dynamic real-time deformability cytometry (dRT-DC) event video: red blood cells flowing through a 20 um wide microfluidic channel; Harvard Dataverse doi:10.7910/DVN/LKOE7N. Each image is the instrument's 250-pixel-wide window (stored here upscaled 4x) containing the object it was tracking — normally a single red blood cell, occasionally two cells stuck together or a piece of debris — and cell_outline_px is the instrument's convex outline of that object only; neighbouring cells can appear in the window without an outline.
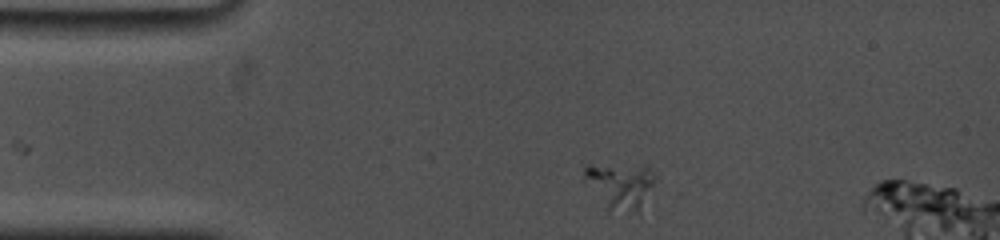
{"species": "common noctule bat (a hibernating species)", "species_latin": "Nyctalus noctula", "temperature_condition": "cold", "stored_images_in_passage": 8, "camera_frame_rate_fps": 5000, "um_per_image_px": 0.085, "animal": {"sex": "female", "body_mass_g": 19.0, "forearm_length_mm": 53.3}, "frame": {"image": 1, "passage_image": 1, "time_ms": 0.0, "image_size_px": [1000, 240], "cell_outline_px": [[656, 180], [640, 216], [608, 208], [584, 180], [584, 168], [588, 164], [648, 164], [656, 176]], "centroid_in_image_um": [52.82, 15.75], "position_along_channel_um": 32.2, "area_um2": 19.83}}
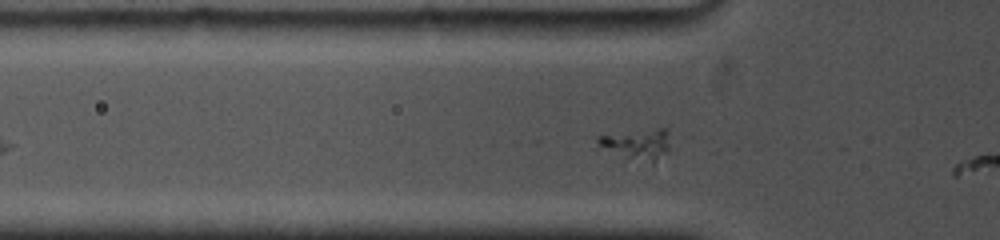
{"frame": {"image": 2, "passage_image": 6, "time_ms": 2.2, "image_size_px": [1000, 240], "cell_outline_px": [[668, 152], [652, 164], [624, 160], [596, 148], [596, 136], [656, 128], [664, 128], [668, 132]], "centroid_in_image_um": [54.05, 12.32], "position_along_channel_um": 71.7, "area_um2": 13.81}}